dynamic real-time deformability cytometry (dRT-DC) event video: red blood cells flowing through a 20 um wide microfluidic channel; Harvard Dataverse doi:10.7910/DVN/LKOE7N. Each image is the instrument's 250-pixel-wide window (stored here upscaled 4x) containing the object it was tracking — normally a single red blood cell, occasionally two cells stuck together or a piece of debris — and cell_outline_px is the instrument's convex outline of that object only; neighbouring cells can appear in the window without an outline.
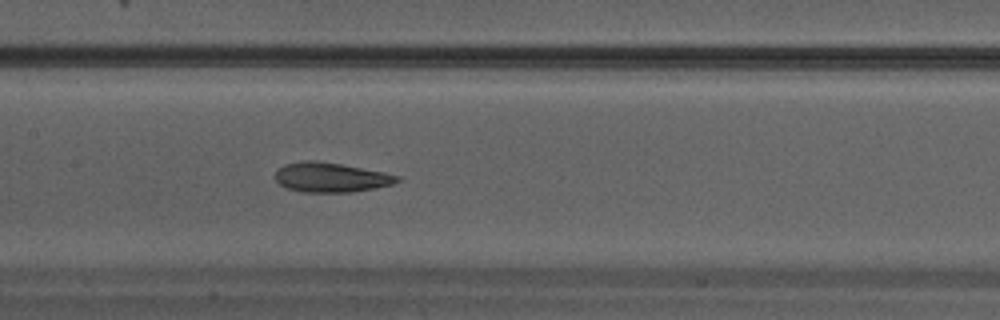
{"species": "Egyptian fruit bat (a non-hibernating species)", "species_latin": "Rousettus aegyptiacus", "temperature_condition": "warm", "stored_images_in_passage": 25, "camera_frame_rate_fps": 3000, "um_per_image_px": 0.085, "animal": {"sex": "male"}, "frame": {"image": 1, "passage_image": 8, "time_ms": 2.333, "image_size_px": [1000, 320], "cell_outline_px": [[400, 180], [392, 184], [376, 188], [352, 192], [300, 192], [288, 188], [280, 184], [276, 180], [276, 168], [284, 164], [304, 160], [316, 160], [340, 164], [384, 172], [400, 176]], "centroid_in_image_um": [28.11, 15.07], "position_along_channel_um": 179.3, "area_um2": 21.1}}
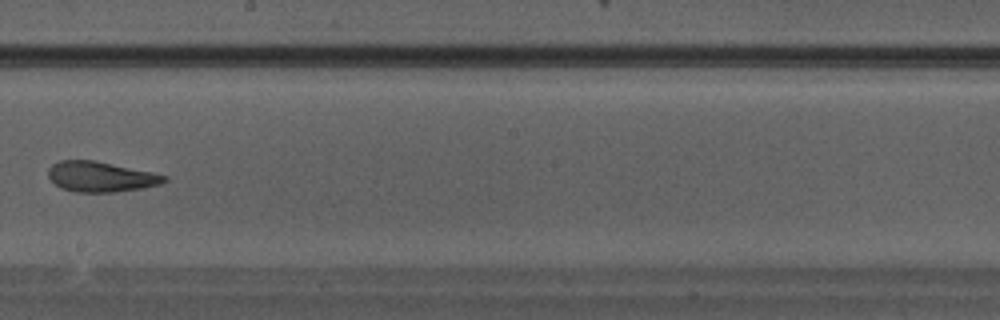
{"frame": {"image": 2, "passage_image": 11, "time_ms": 3.333, "image_size_px": [1000, 320], "cell_outline_px": [[168, 180], [160, 184], [140, 188], [112, 192], [76, 192], [60, 188], [48, 176], [48, 168], [52, 164], [60, 160], [96, 160], [152, 172], [168, 176]], "centroid_in_image_um": [8.55, 15.01], "position_along_channel_um": 239.6, "area_um2": 20.46}}
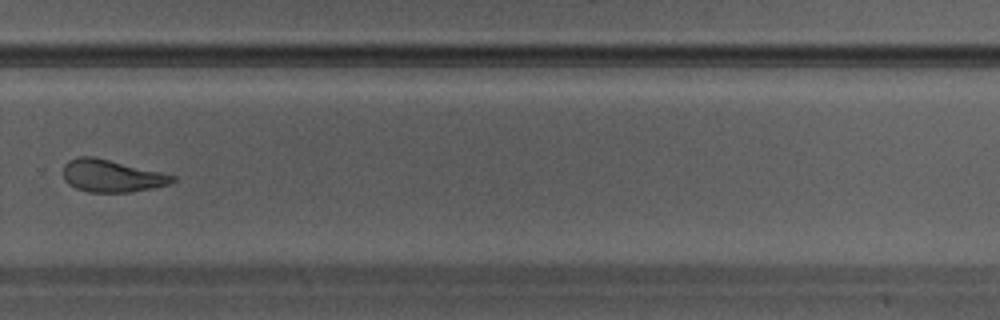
{"frame": {"image": 3, "passage_image": 15, "time_ms": 4.667, "image_size_px": [1000, 320], "cell_outline_px": [[176, 180], [168, 184], [152, 188], [128, 192], [88, 192], [76, 188], [68, 184], [64, 180], [64, 164], [68, 160], [80, 156], [92, 156], [160, 172], [176, 176]], "centroid_in_image_um": [9.45, 14.95], "position_along_channel_um": 320.3, "area_um2": 20.35}}